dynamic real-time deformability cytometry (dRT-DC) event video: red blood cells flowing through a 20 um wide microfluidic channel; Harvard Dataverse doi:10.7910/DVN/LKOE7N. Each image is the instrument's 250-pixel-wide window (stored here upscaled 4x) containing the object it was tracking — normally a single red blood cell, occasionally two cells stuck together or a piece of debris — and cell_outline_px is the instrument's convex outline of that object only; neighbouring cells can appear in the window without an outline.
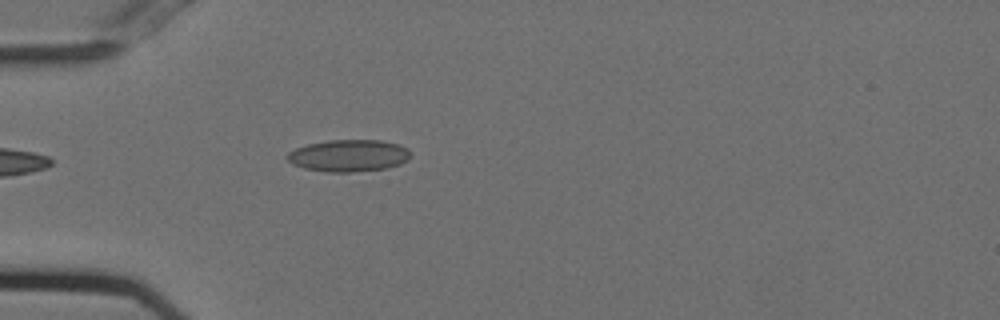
{"species": "Egyptian fruit bat (a non-hibernating species)", "species_latin": "Rousettus aegyptiacus", "temperature_condition": "cold", "stored_images_in_passage": 5, "camera_frame_rate_fps": 3000, "um_per_image_px": 0.085, "animal": {"sex": "female"}, "frame": {"image": 1, "passage_image": 1, "time_ms": 0.0, "image_size_px": [1000, 320], "cell_outline_px": [[408, 160], [400, 164], [384, 168], [352, 172], [328, 172], [304, 168], [292, 164], [284, 156], [288, 152], [296, 148], [308, 144], [328, 140], [380, 140], [400, 144], [408, 148]], "centroid_in_image_um": [29.61, 13.22], "position_along_channel_um": 55.4, "area_um2": 22.95}}